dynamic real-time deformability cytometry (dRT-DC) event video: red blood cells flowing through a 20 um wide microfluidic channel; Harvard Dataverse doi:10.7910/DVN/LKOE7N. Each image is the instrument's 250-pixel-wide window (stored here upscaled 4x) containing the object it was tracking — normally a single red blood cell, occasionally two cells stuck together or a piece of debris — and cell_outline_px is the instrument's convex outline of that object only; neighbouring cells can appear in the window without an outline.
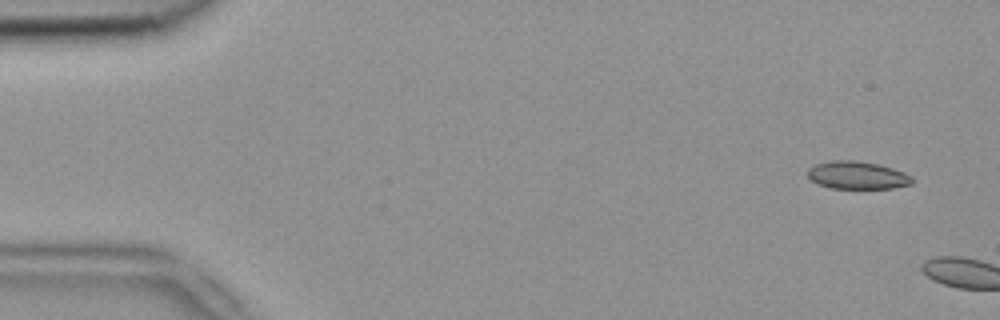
{"species": "common noctule bat (a hibernating species)", "species_latin": "Nyctalus noctula", "temperature_condition": "room temperature", "stored_images_in_passage": 3, "camera_frame_rate_fps": 3000, "um_per_image_px": 0.085, "animal": {"sex": "female", "body_mass_g": 18.4}, "frame": {"image": 1, "passage_image": 1, "time_ms": 0.0, "image_size_px": [1000, 320], "cell_outline_px": [[912, 184], [892, 188], [828, 188], [816, 184], [808, 176], [808, 168], [816, 164], [832, 160], [860, 160], [880, 164], [904, 172], [912, 176]], "centroid_in_image_um": [72.86, 14.89], "position_along_channel_um": 12.1, "area_um2": 17.05}}